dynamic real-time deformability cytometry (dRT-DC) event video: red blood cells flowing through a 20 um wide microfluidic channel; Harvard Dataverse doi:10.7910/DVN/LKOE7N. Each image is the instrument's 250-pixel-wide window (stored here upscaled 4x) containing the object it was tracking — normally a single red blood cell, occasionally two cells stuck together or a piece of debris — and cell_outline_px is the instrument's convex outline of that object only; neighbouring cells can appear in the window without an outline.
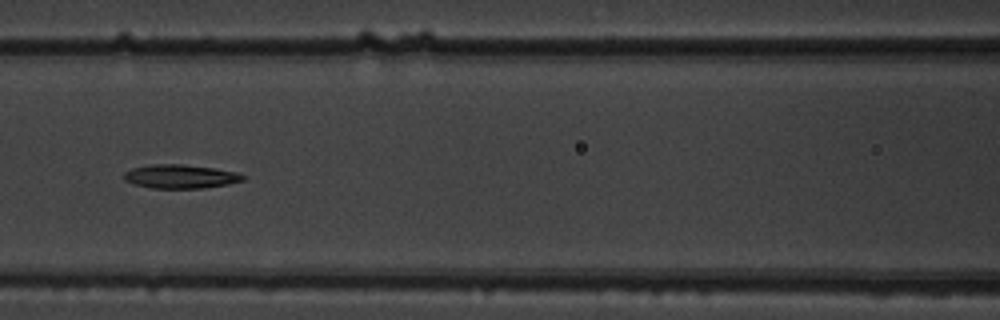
{"species": "common noctule bat (a hibernating species)", "species_latin": "Nyctalus noctula", "temperature_condition": "warm", "stored_images_in_passage": 7, "camera_frame_rate_fps": 3000, "um_per_image_px": 0.085, "animal": {"sex": "male", "body_mass_g": 19.5, "forearm_length_mm": 54.6}, "frame": {"image": 1, "passage_image": 7, "time_ms": 2.0, "image_size_px": [1000, 320], "cell_outline_px": [[244, 180], [228, 184], [204, 188], [152, 188], [132, 184], [124, 180], [124, 172], [132, 168], [148, 164], [180, 164], [216, 168], [236, 172], [244, 176]], "centroid_in_image_um": [15.3, 14.99], "position_along_channel_um": 151.3, "area_um2": 16.59}}